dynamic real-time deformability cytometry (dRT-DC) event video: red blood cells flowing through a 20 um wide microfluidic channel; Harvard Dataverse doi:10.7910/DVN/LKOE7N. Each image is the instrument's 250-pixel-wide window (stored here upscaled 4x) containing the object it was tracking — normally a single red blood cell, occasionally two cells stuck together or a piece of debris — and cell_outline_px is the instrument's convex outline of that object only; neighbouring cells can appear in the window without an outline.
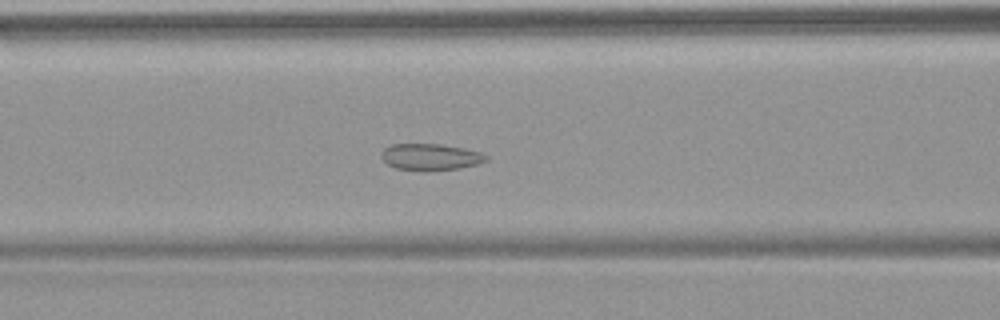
{"species": "common noctule bat (a hibernating species)", "species_latin": "Nyctalus noctula", "temperature_condition": "warm", "stored_images_in_passage": 54, "camera_frame_rate_fps": 3000, "um_per_image_px": 0.085, "animal": {"sex": "female", "body_mass_g": 18.4}, "frame": {"image": 1, "passage_image": 23, "time_ms": 7.333, "image_size_px": [1000, 320], "cell_outline_px": [[488, 160], [476, 164], [460, 168], [428, 172], [420, 172], [396, 168], [388, 164], [380, 156], [380, 152], [384, 148], [392, 144], [440, 144], [464, 148], [480, 152], [488, 156]], "centroid_in_image_um": [36.57, 13.36], "position_along_channel_um": 130.0, "area_um2": 16.53}}
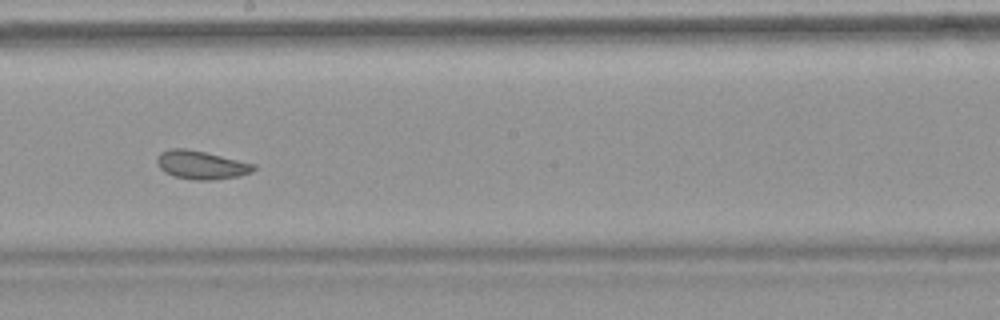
{"frame": {"image": 2, "passage_image": 31, "time_ms": 10.0, "image_size_px": [1000, 320], "cell_outline_px": [[256, 168], [252, 172], [240, 176], [212, 180], [192, 180], [176, 176], [164, 172], [160, 168], [156, 160], [160, 152], [172, 148], [184, 148], [204, 152], [256, 164]], "centroid_in_image_um": [17.12, 14.02], "position_along_channel_um": 231.1, "area_um2": 15.95}}
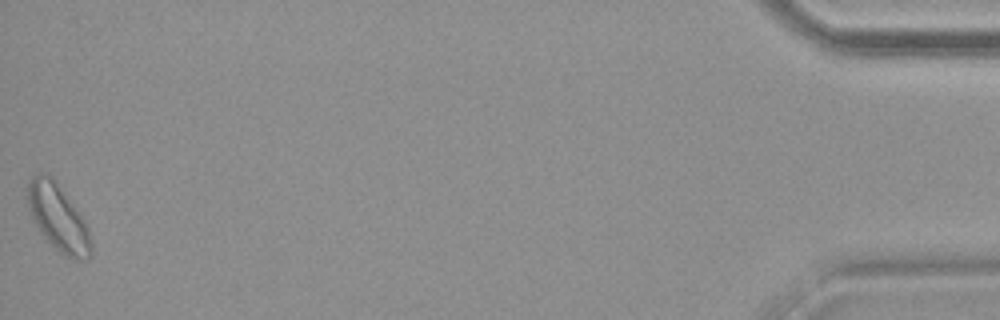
{"frame": {"image": 3, "passage_image": 54, "time_ms": 17.667, "image_size_px": [1000, 320], "cell_outline_px": [[92, 256], [84, 260], [76, 260], [64, 256], [44, 240], [32, 220], [24, 196], [28, 180], [32, 176], [40, 172], [44, 172], [52, 176], [56, 180], [88, 224], [92, 244]], "centroid_in_image_um": [4.91, 18.5], "position_along_channel_um": 430.3, "area_um2": 25.84}, "authors_computed_cell_mechanics": {"area_um2": 19.1029, "velocity_mm_per_s": 3.8099, "shape_relaxation_time_tau1_ms": null, "shape_relaxation_time_tau2_ms": 1.5143, "deformation_change_tau1": null, "deformation_change_tau2": 0.0727}}